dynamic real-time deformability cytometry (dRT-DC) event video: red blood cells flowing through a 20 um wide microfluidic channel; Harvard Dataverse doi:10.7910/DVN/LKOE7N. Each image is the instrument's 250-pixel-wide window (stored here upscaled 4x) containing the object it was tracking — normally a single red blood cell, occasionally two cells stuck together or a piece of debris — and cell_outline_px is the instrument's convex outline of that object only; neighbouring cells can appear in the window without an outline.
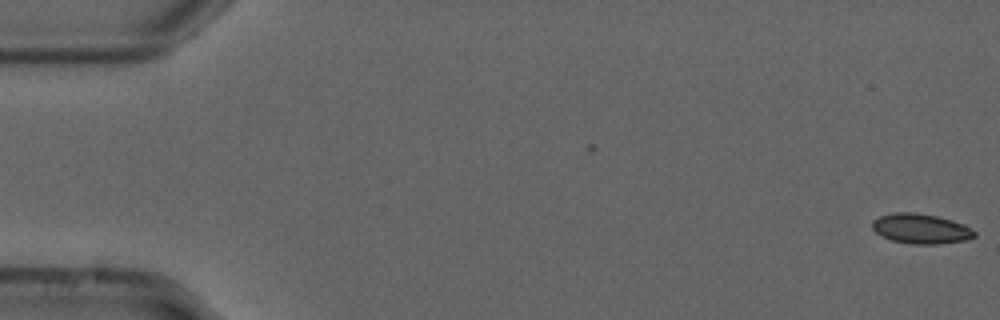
{"species": "common noctule bat (a hibernating species)", "species_latin": "Nyctalus noctula", "temperature_condition": "cold", "stored_images_in_passage": 2, "camera_frame_rate_fps": 3000, "um_per_image_px": 0.085, "animal": {"sex": "male", "forearm_length_mm": 52.5}, "frame": {"image": 1, "passage_image": 2, "time_ms": 0.333, "image_size_px": [1000, 320], "cell_outline_px": [[976, 236], [964, 240], [936, 244], [912, 244], [892, 240], [876, 232], [872, 228], [872, 220], [880, 216], [892, 212], [916, 212], [936, 216], [952, 220], [964, 224], [976, 232]], "centroid_in_image_um": [78.26, 19.42], "position_along_channel_um": 6.7, "area_um2": 17.74}}